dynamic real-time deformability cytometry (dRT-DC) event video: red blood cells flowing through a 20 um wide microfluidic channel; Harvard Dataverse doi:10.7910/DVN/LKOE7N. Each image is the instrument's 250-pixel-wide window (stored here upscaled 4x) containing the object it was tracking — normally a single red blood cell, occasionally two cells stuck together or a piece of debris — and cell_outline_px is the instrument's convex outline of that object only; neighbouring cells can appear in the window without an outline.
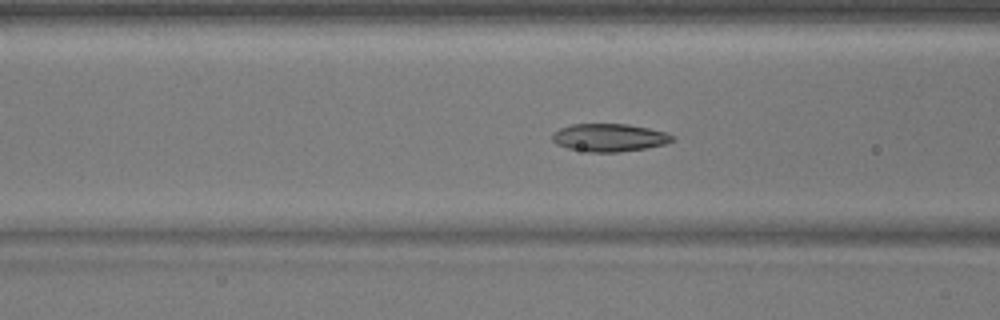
{"species": "common noctule bat (a hibernating species)", "species_latin": "Nyctalus noctula", "temperature_condition": "warm", "stored_images_in_passage": 43, "camera_frame_rate_fps": 3000, "um_per_image_px": 0.085, "animal": {"sex": "male", "body_mass_g": 17.9}, "frame": {"image": 1, "passage_image": 12, "time_ms": 3.667, "image_size_px": [1000, 320], "cell_outline_px": [[676, 136], [672, 140], [664, 144], [644, 148], [620, 152], [588, 152], [568, 148], [556, 144], [552, 140], [552, 132], [560, 128], [572, 124], [628, 124], [668, 132]], "centroid_in_image_um": [51.78, 11.69], "position_along_channel_um": 114.8, "area_um2": 19.54}}
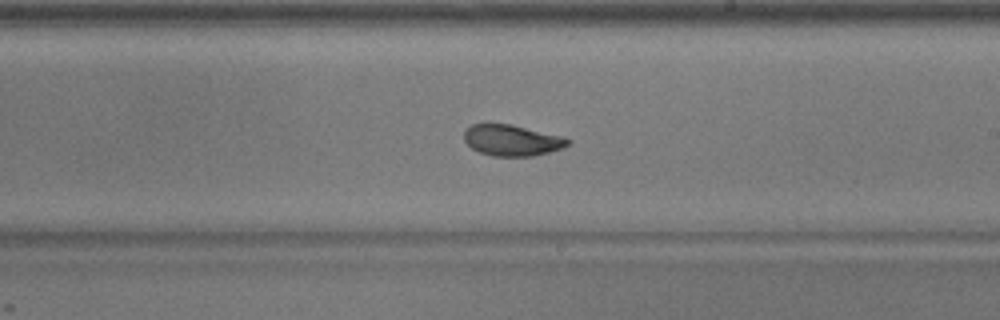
{"frame": {"image": 2, "passage_image": 22, "time_ms": 7.0, "image_size_px": [1000, 320], "cell_outline_px": [[572, 140], [564, 148], [532, 156], [492, 156], [480, 152], [472, 148], [464, 140], [464, 132], [472, 124], [508, 124], [564, 136]], "centroid_in_image_um": [43.54, 11.93], "position_along_channel_um": 245.5, "area_um2": 18.67}}
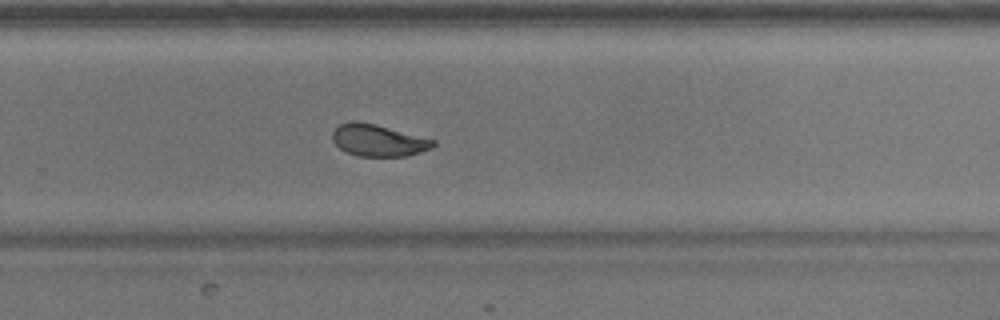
{"frame": {"image": 3, "passage_image": 26, "time_ms": 8.333, "image_size_px": [1000, 320], "cell_outline_px": [[436, 144], [432, 148], [420, 152], [404, 156], [356, 156], [344, 152], [332, 140], [332, 132], [340, 124], [352, 120], [376, 124], [436, 140]], "centroid_in_image_um": [32.14, 11.93], "position_along_channel_um": 297.7, "area_um2": 18.79}}